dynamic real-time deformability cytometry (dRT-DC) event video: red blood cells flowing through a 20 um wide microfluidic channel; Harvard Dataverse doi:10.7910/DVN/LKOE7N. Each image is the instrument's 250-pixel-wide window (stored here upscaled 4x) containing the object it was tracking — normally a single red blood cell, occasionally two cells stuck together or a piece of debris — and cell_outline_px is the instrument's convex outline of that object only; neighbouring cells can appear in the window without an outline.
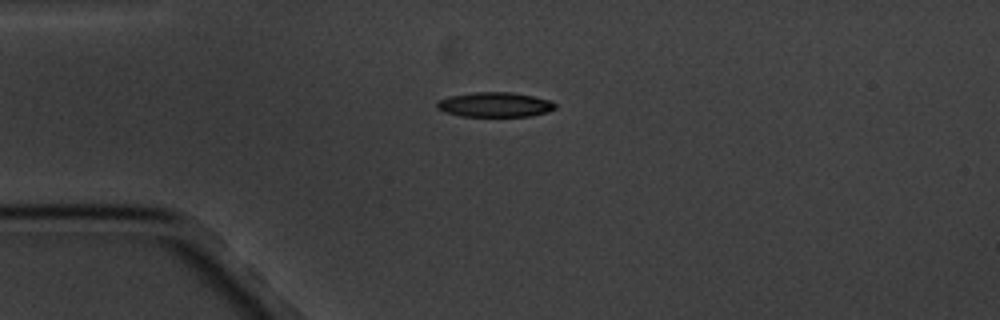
{"species": "common noctule bat (a hibernating species)", "species_latin": "Nyctalus noctula", "temperature_condition": "cold", "stored_images_in_passage": 5, "camera_frame_rate_fps": 3000, "um_per_image_px": 0.085, "animal": {"sex": "male", "body_mass_g": 20.1, "forearm_length_mm": 53.5}, "frame": {"image": 1, "passage_image": 1, "time_ms": 0.0, "image_size_px": [1000, 320], "cell_outline_px": [[556, 108], [548, 112], [532, 116], [460, 116], [444, 112], [436, 108], [436, 100], [448, 96], [476, 92], [512, 92], [552, 100], [556, 104]], "centroid_in_image_um": [42.05, 8.89], "position_along_channel_um": 42.9, "area_um2": 17.28}}
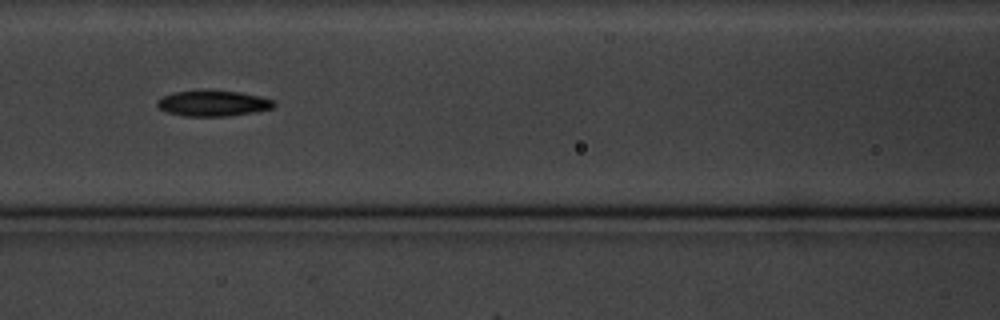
{"frame": {"image": 2, "passage_image": 4, "time_ms": 3.667, "image_size_px": [1000, 320], "cell_outline_px": [[276, 104], [272, 108], [252, 112], [228, 116], [184, 116], [168, 112], [160, 108], [156, 104], [156, 100], [172, 92], [196, 88], [208, 88], [240, 92], [260, 96], [272, 100]], "centroid_in_image_um": [18.06, 8.73], "position_along_channel_um": 148.5, "area_um2": 18.03}}
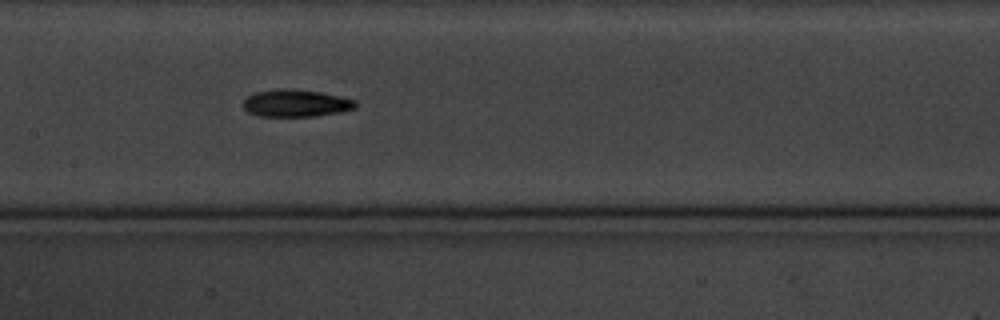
{"frame": {"image": 3, "passage_image": 5, "time_ms": 4.667, "image_size_px": [1000, 320], "cell_outline_px": [[356, 108], [340, 112], [312, 116], [260, 116], [248, 112], [240, 104], [248, 96], [256, 92], [276, 88], [292, 88], [320, 92], [340, 96], [356, 100]], "centroid_in_image_um": [25.12, 8.76], "position_along_channel_um": 182.3, "area_um2": 17.98}}